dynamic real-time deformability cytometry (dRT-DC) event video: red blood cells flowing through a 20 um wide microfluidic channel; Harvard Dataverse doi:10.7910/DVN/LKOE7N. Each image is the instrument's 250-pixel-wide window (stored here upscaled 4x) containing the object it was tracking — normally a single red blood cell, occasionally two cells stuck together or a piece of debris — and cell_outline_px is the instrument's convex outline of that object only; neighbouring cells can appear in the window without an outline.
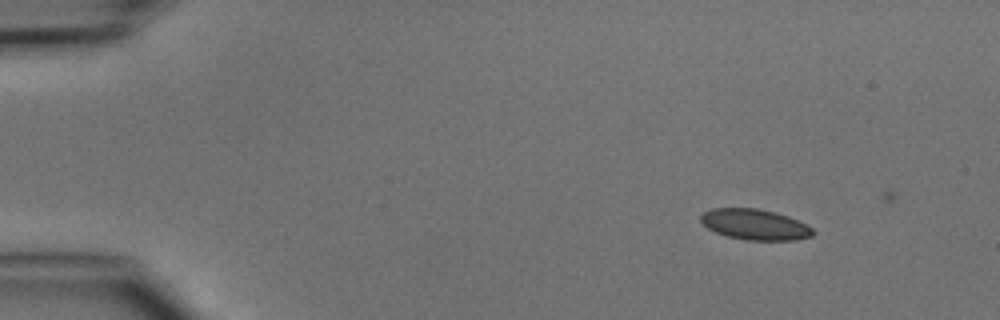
{"species": "common noctule bat (a hibernating species)", "species_latin": "Nyctalus noctula", "temperature_condition": "cold", "stored_images_in_passage": 4, "camera_frame_rate_fps": 3000, "um_per_image_px": 0.085, "animal": {"sex": "male", "body_mass_g": 15.6}, "frame": {"image": 1, "passage_image": 2, "time_ms": 2.0, "image_size_px": [1000, 320], "cell_outline_px": [[816, 232], [812, 236], [796, 240], [744, 240], [728, 236], [716, 232], [708, 228], [700, 220], [700, 216], [704, 212], [712, 208], [756, 208], [776, 212], [788, 216], [808, 224]], "centroid_in_image_um": [64.2, 19.08], "position_along_channel_um": 20.8, "area_um2": 20.17}}